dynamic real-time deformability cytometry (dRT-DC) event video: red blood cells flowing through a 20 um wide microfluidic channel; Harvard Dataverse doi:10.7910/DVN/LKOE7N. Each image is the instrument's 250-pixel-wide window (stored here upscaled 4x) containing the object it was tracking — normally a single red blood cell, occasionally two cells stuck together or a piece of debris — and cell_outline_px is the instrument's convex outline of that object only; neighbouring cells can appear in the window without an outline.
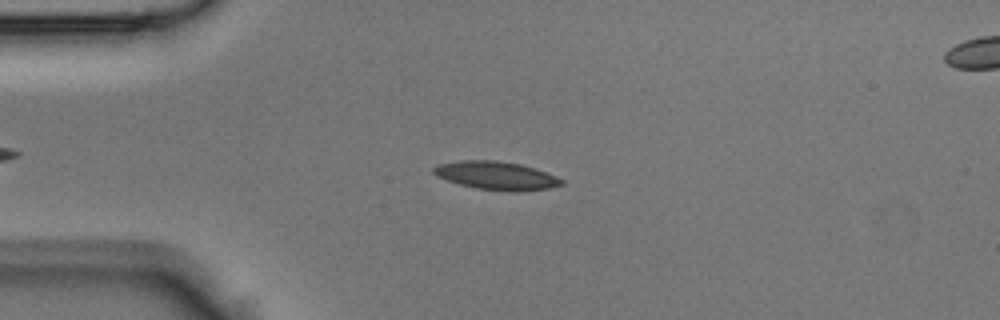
{"species": "Egyptian fruit bat (a non-hibernating species)", "species_latin": "Rousettus aegyptiacus", "temperature_condition": "room temperature", "stored_images_in_passage": 44, "camera_frame_rate_fps": 3000, "um_per_image_px": 0.085, "animal": {"sex": "male"}, "frame": {"image": 1, "passage_image": 11, "time_ms": 3.333, "image_size_px": [1000, 320], "cell_outline_px": [[564, 184], [548, 188], [516, 192], [508, 192], [476, 188], [460, 184], [436, 176], [432, 172], [432, 168], [436, 164], [460, 160], [496, 160], [520, 164], [556, 176], [564, 180]], "centroid_in_image_um": [42.15, 14.92], "position_along_channel_um": 42.9, "area_um2": 21.1}}
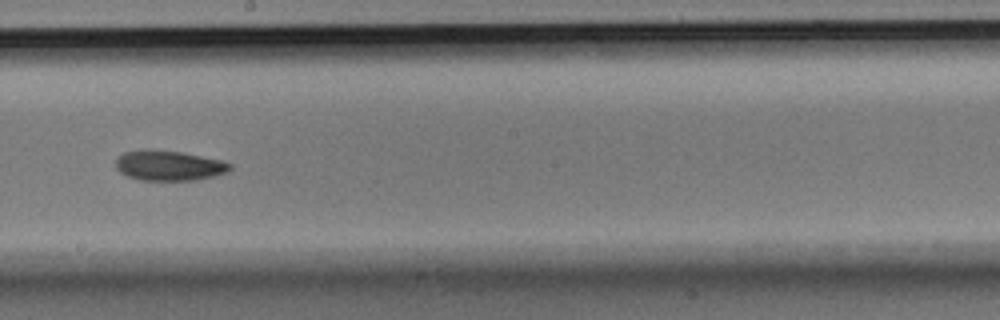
{"frame": {"image": 2, "passage_image": 25, "time_ms": 8.0, "image_size_px": [1000, 320], "cell_outline_px": [[232, 168], [228, 172], [216, 176], [196, 180], [140, 180], [128, 176], [120, 172], [116, 168], [116, 160], [124, 152], [144, 148], [152, 148], [180, 152], [224, 160], [232, 164]], "centroid_in_image_um": [14.39, 14.06], "position_along_channel_um": 233.8, "area_um2": 20.4}}
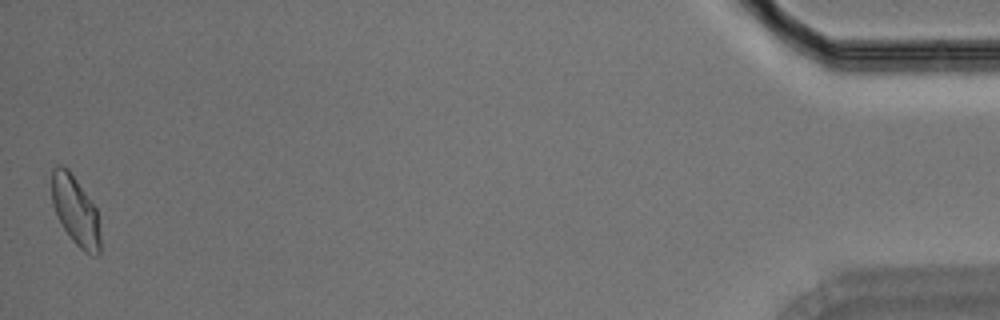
{"frame": {"image": 3, "passage_image": 44, "time_ms": 14.333, "image_size_px": [1000, 320], "cell_outline_px": [[100, 256], [92, 256], [84, 252], [72, 240], [64, 228], [52, 204], [52, 168], [56, 164], [60, 164], [68, 168], [96, 208], [100, 236]], "centroid_in_image_um": [6.42, 17.91], "position_along_channel_um": 428.8, "area_um2": 19.48}}